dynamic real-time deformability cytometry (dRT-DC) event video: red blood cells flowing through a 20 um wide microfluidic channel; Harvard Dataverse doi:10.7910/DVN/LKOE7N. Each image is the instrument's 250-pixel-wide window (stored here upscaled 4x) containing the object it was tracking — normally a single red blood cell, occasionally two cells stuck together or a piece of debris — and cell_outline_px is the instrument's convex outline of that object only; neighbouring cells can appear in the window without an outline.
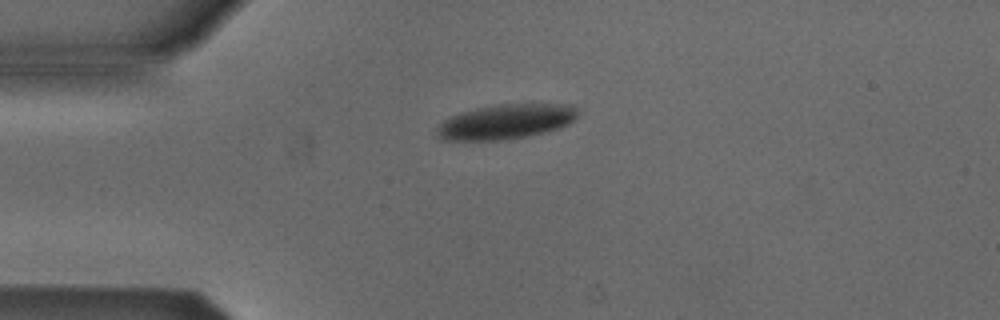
{"species": "Egyptian fruit bat (a non-hibernating species)", "species_latin": "Rousettus aegyptiacus", "temperature_condition": "cold", "stored_images_in_passage": 4, "camera_frame_rate_fps": 3000, "um_per_image_px": 0.085, "animal": {"sex": "male"}, "frame": {"image": 1, "passage_image": 1, "time_ms": 0.0, "image_size_px": [1000, 320], "cell_outline_px": [[580, 108], [576, 120], [568, 124], [556, 128], [524, 136], [504, 140], [440, 140], [436, 136], [436, 128], [444, 120], [460, 112], [476, 108], [496, 104], [576, 104]], "centroid_in_image_um": [43.01, 10.32], "position_along_channel_um": 42.0, "area_um2": 28.67}}
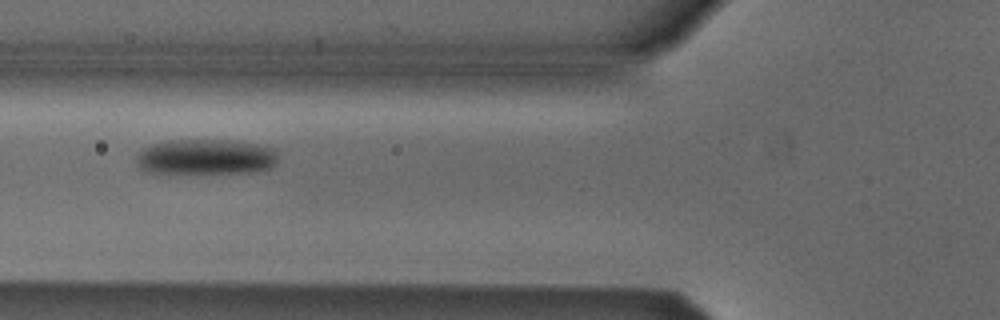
{"frame": {"image": 2, "passage_image": 3, "time_ms": 2.333, "image_size_px": [1000, 320], "cell_outline_px": [[276, 160], [272, 168], [252, 172], [148, 172], [140, 168], [136, 160], [136, 156], [144, 148], [152, 144], [168, 140], [236, 140], [256, 144], [272, 148], [276, 152]], "centroid_in_image_um": [17.49, 13.32], "position_along_channel_um": 108.3, "area_um2": 28.96}}
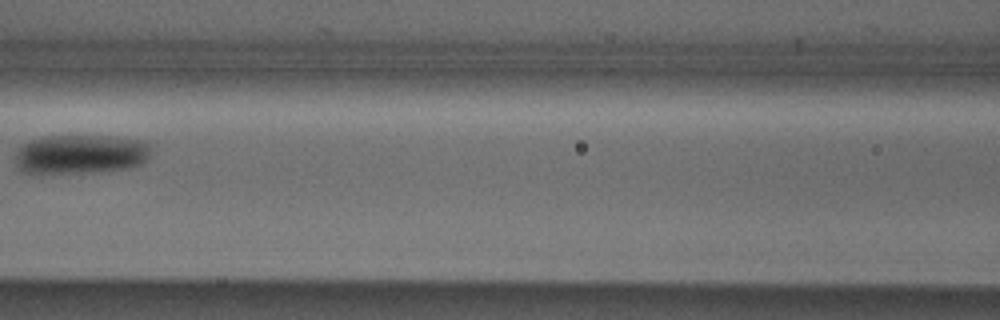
{"frame": {"image": 3, "passage_image": 4, "time_ms": 3.667, "image_size_px": [1000, 320], "cell_outline_px": [[152, 152], [140, 164], [132, 168], [40, 176], [24, 172], [16, 164], [16, 152], [24, 144], [32, 140], [44, 136], [116, 136], [140, 140], [148, 144]], "centroid_in_image_um": [6.82, 13.13], "position_along_channel_um": 159.8, "area_um2": 31.56}}